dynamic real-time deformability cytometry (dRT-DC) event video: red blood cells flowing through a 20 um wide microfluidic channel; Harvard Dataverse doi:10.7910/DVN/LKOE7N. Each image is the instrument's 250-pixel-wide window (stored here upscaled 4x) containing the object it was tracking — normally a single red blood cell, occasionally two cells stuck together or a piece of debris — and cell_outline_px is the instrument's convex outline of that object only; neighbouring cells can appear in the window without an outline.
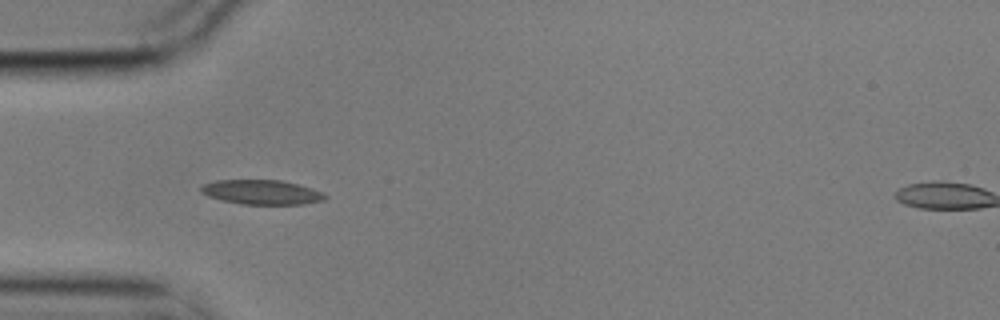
{"species": "common noctule bat (a hibernating species)", "species_latin": "Nyctalus noctula", "temperature_condition": "cold", "stored_images_in_passage": 40, "camera_frame_rate_fps": 3000, "um_per_image_px": 0.085, "animal": {"sex": "male", "body_mass_g": 17.9}, "frame": {"image": 1, "passage_image": 1, "time_ms": 0.0, "image_size_px": [1000, 320], "cell_outline_px": [[328, 196], [324, 200], [304, 204], [240, 204], [208, 196], [200, 192], [200, 188], [204, 184], [216, 180], [280, 180], [312, 188], [324, 192]], "centroid_in_image_um": [22.27, 16.33], "position_along_channel_um": 62.7, "area_um2": 17.69}}
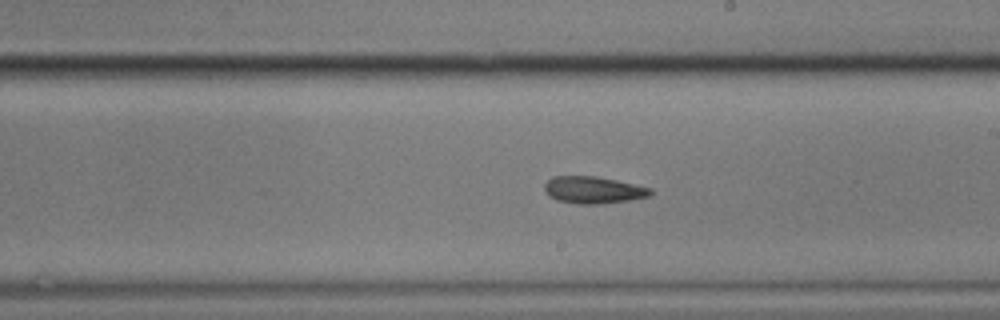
{"frame": {"image": 2, "passage_image": 16, "time_ms": 5.0, "image_size_px": [1000, 320], "cell_outline_px": [[652, 192], [648, 196], [628, 200], [600, 204], [576, 204], [556, 200], [548, 196], [544, 192], [544, 184], [552, 176], [596, 176], [616, 180], [652, 188]], "centroid_in_image_um": [50.37, 16.15], "position_along_channel_um": 238.6, "area_um2": 16.76}}
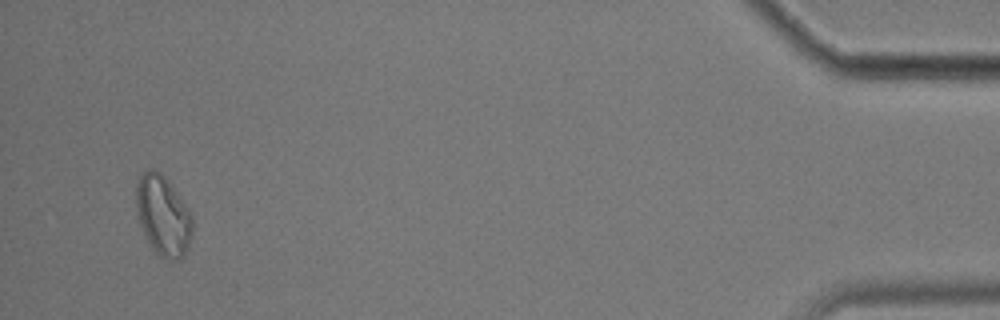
{"frame": {"image": 3, "passage_image": 38, "time_ms": 12.333, "image_size_px": [1000, 320], "cell_outline_px": [[192, 236], [188, 248], [184, 256], [180, 260], [172, 260], [160, 256], [152, 248], [140, 224], [136, 208], [136, 180], [148, 168], [152, 168], [160, 172], [168, 180], [192, 216]], "centroid_in_image_um": [13.86, 18.32], "position_along_channel_um": 421.3, "area_um2": 26.13}}